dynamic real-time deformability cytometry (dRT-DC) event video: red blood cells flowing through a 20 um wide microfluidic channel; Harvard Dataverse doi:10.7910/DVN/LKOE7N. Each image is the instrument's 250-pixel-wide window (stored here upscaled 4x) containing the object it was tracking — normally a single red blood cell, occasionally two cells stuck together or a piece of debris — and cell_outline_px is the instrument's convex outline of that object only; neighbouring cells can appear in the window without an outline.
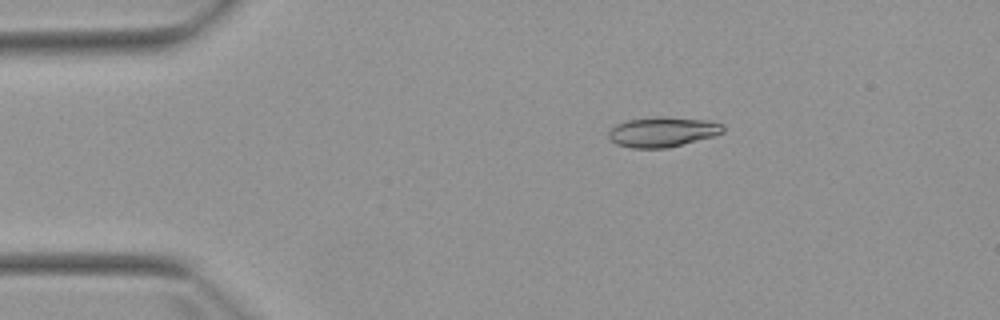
{"species": "Egyptian fruit bat (a non-hibernating species)", "species_latin": "Rousettus aegyptiacus", "temperature_condition": "warm", "stored_images_in_passage": 2, "camera_frame_rate_fps": 3000, "um_per_image_px": 0.085, "animal": {"sex": "female"}, "frame": {"image": 1, "passage_image": 1, "time_ms": 0.0, "image_size_px": [1000, 320], "cell_outline_px": [[724, 132], [712, 136], [668, 148], [632, 148], [616, 144], [608, 136], [608, 132], [616, 124], [628, 120], [660, 116], [708, 120], [724, 124]], "centroid_in_image_um": [56.32, 11.21], "position_along_channel_um": 28.7, "area_um2": 19.94}}